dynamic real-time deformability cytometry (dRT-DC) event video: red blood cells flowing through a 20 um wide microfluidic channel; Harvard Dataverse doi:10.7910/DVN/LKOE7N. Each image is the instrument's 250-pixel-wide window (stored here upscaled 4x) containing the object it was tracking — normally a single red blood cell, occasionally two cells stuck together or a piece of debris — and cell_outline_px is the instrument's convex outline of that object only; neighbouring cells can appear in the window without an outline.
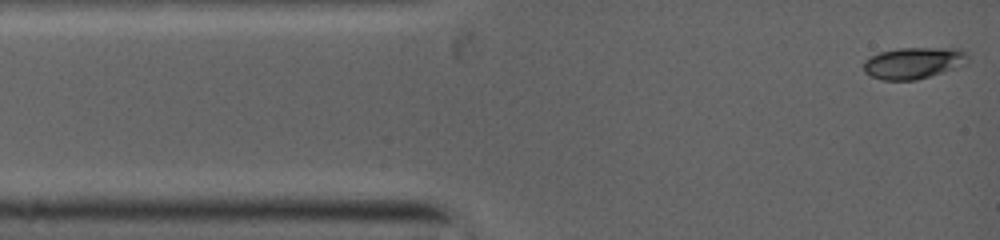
{"species": "common noctule bat (a hibernating species)", "species_latin": "Nyctalus noctula", "temperature_condition": "warm", "stored_images_in_passage": 32, "camera_frame_rate_fps": 5000, "um_per_image_px": 0.085, "animal": {"sex": "female", "body_mass_g": 19.0, "forearm_length_mm": 53.3}, "frame": {"image": 1, "passage_image": 1, "time_ms": 0.0, "image_size_px": [1000, 240], "cell_outline_px": [[968, 60], [964, 64], [916, 80], [880, 80], [864, 72], [864, 60], [880, 52], [900, 48], [956, 48], [964, 52], [968, 56]], "centroid_in_image_um": [77.6, 5.35], "position_along_channel_um": 7.4, "area_um2": 18.79}}
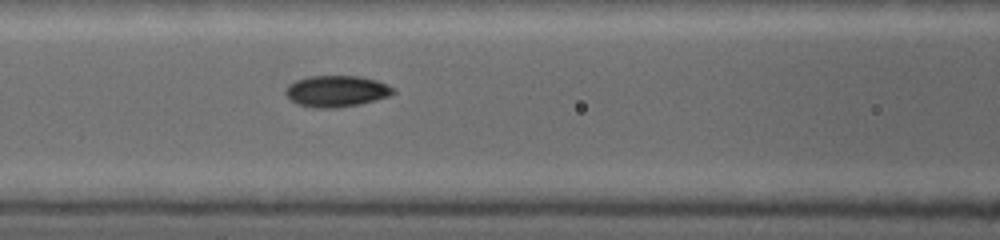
{"frame": {"image": 2, "passage_image": 26, "time_ms": 4.2, "image_size_px": [1000, 240], "cell_outline_px": [[396, 92], [388, 96], [376, 100], [360, 104], [336, 108], [316, 108], [300, 104], [292, 100], [284, 92], [296, 80], [312, 76], [356, 76], [376, 80], [392, 88]], "centroid_in_image_um": [28.62, 7.76], "position_along_channel_um": 138.0, "area_um2": 19.19}}
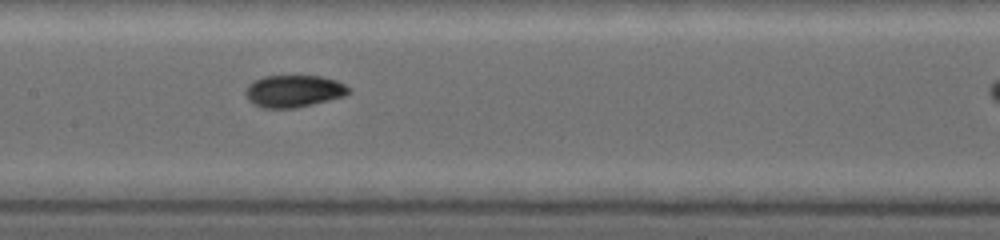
{"frame": {"image": 3, "passage_image": 31, "time_ms": 5.2, "image_size_px": [1000, 240], "cell_outline_px": [[348, 92], [340, 96], [292, 108], [264, 108], [248, 100], [244, 92], [248, 84], [264, 76], [320, 76], [336, 80], [344, 84], [348, 88]], "centroid_in_image_um": [24.88, 7.72], "position_along_channel_um": 182.5, "area_um2": 18.67}}